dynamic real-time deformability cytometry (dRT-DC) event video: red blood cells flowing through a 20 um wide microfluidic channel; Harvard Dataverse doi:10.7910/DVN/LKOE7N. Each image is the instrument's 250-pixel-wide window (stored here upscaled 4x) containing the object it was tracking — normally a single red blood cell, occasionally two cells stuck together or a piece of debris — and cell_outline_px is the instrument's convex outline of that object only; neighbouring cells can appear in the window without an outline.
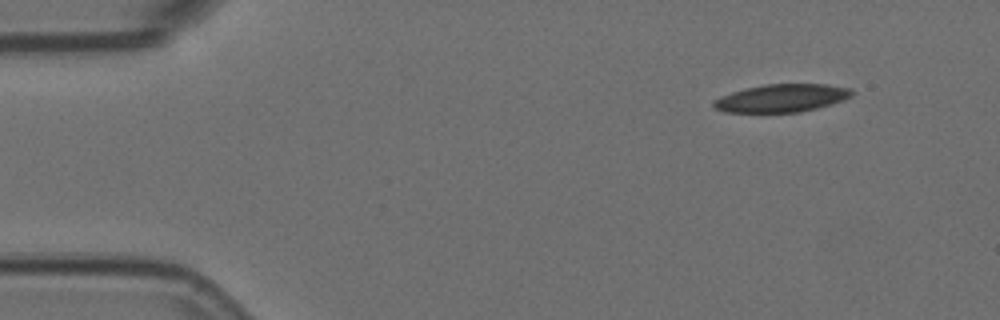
{"species": "Egyptian fruit bat (a non-hibernating species)", "species_latin": "Rousettus aegyptiacus", "temperature_condition": "room temperature", "stored_images_in_passage": 3, "camera_frame_rate_fps": 3000, "um_per_image_px": 0.085, "animal": {"sex": "female"}, "frame": {"image": 1, "passage_image": 1, "time_ms": 0.0, "image_size_px": [1000, 320], "cell_outline_px": [[856, 92], [852, 96], [844, 100], [832, 104], [800, 112], [724, 112], [716, 108], [712, 104], [712, 100], [720, 96], [744, 88], [764, 84], [828, 84], [852, 88]], "centroid_in_image_um": [66.48, 8.33], "position_along_channel_um": 18.5, "area_um2": 22.72}}
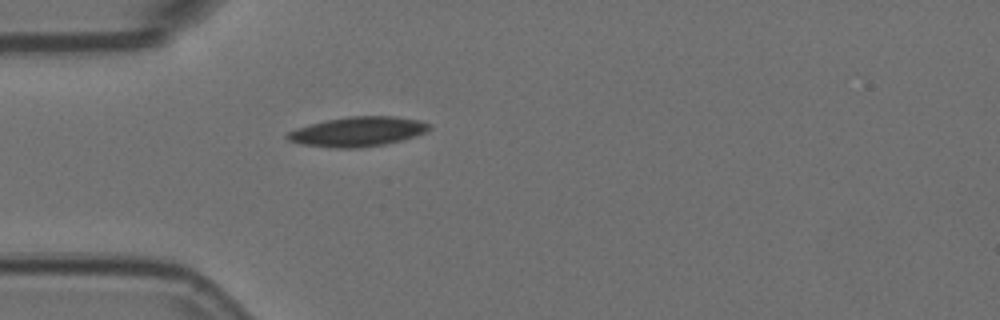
{"frame": {"image": 2, "passage_image": 3, "time_ms": 0.667, "image_size_px": [1000, 320], "cell_outline_px": [[432, 128], [416, 136], [384, 144], [360, 148], [332, 148], [300, 144], [288, 140], [284, 136], [288, 132], [296, 128], [308, 124], [348, 116], [392, 116], [420, 120], [428, 124]], "centroid_in_image_um": [30.37, 11.19], "position_along_channel_um": 54.6, "area_um2": 24.51}}